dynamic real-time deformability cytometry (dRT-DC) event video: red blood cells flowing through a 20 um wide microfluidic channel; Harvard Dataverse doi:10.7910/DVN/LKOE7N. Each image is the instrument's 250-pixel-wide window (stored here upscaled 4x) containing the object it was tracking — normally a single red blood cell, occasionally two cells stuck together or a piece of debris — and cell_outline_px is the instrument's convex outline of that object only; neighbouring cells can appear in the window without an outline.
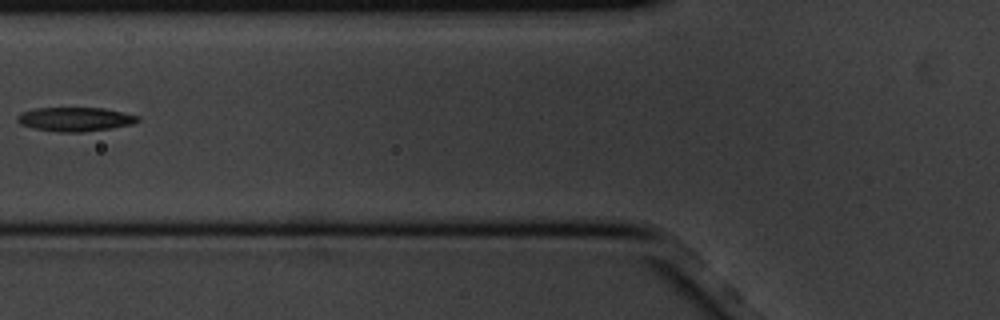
{"species": "common noctule bat (a hibernating species)", "species_latin": "Nyctalus noctula", "temperature_condition": "cold", "stored_images_in_passage": 7, "camera_frame_rate_fps": 3000, "um_per_image_px": 0.085, "animal": {"sex": "male", "body_mass_g": 20.1, "forearm_length_mm": 53.5}, "frame": {"image": 1, "passage_image": 7, "time_ms": 2.0, "image_size_px": [1000, 320], "cell_outline_px": [[140, 120], [132, 124], [112, 128], [80, 132], [56, 132], [32, 128], [20, 124], [16, 120], [16, 116], [24, 112], [36, 108], [104, 108], [124, 112], [140, 116]], "centroid_in_image_um": [6.4, 10.14], "position_along_channel_um": 119.4, "area_um2": 16.94}}